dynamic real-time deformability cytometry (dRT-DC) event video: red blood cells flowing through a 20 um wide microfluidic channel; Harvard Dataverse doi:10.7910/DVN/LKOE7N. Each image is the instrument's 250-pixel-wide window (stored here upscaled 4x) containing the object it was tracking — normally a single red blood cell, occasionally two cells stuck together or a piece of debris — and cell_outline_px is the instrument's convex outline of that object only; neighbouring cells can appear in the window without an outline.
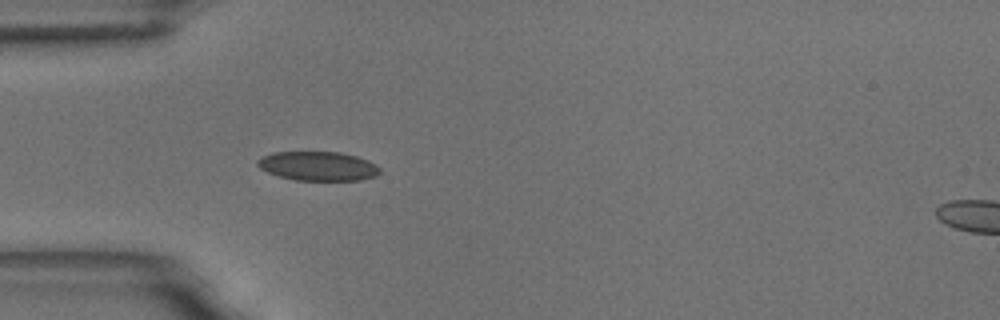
{"species": "common noctule bat (a hibernating species)", "species_latin": "Nyctalus noctula", "temperature_condition": "room temperature", "stored_images_in_passage": 42, "camera_frame_rate_fps": 3000, "um_per_image_px": 0.085, "animal": {"sex": "male", "body_mass_g": 18.8}, "frame": {"image": 1, "passage_image": 1, "time_ms": 0.0, "image_size_px": [1000, 320], "cell_outline_px": [[380, 172], [376, 176], [360, 180], [296, 180], [280, 176], [268, 172], [260, 168], [256, 164], [256, 160], [272, 152], [340, 152], [356, 156], [368, 160], [376, 164], [380, 168]], "centroid_in_image_um": [27.04, 14.11], "position_along_channel_um": 58.0, "area_um2": 20.75}}
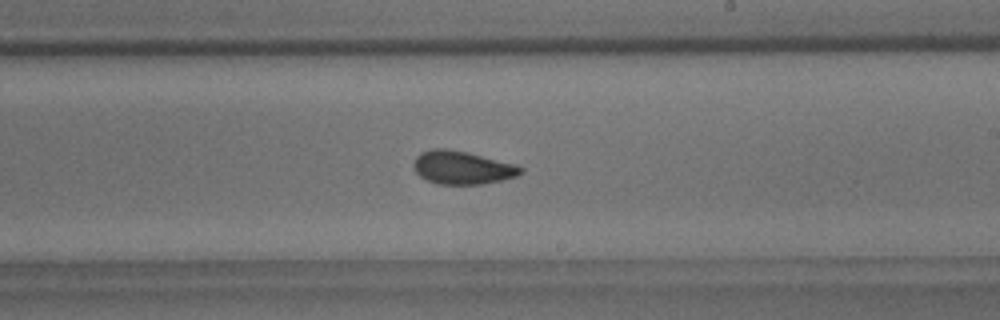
{"frame": {"image": 2, "passage_image": 18, "time_ms": 5.667, "image_size_px": [1000, 320], "cell_outline_px": [[524, 172], [516, 176], [484, 184], [436, 184], [420, 176], [416, 172], [412, 164], [416, 156], [420, 152], [432, 148], [444, 148], [468, 152], [516, 164], [524, 168]], "centroid_in_image_um": [39.28, 14.23], "position_along_channel_um": 249.7, "area_um2": 20.87}}
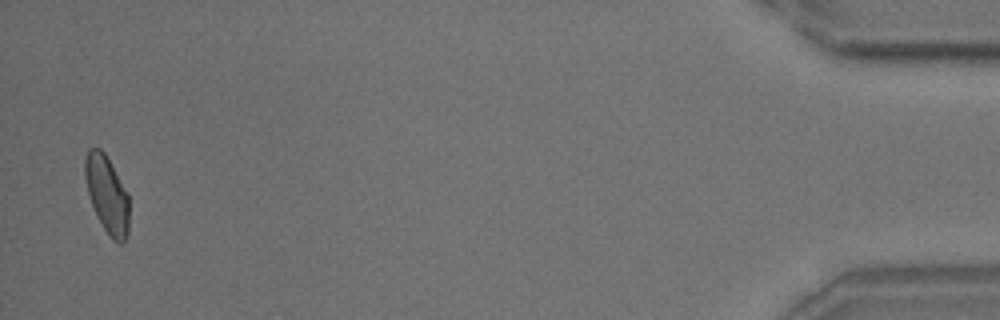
{"frame": {"image": 3, "passage_image": 41, "time_ms": 13.333, "image_size_px": [1000, 320], "cell_outline_px": [[128, 232], [124, 240], [120, 244], [112, 240], [96, 216], [88, 192], [84, 176], [84, 160], [88, 148], [100, 148], [104, 152], [128, 192]], "centroid_in_image_um": [9.08, 16.51], "position_along_channel_um": 426.1, "area_um2": 19.83}, "authors_computed_cell_mechanics": {"area_um2": 20.1722, "velocity_mm_per_s": 3.442, "shape_relaxation_time_tau1_ms": 7.2241, "shape_relaxation_time_tau2_ms": 1.6315, "deformation_change_tau1": 0.1277, "deformation_change_tau2": 0.0686}}